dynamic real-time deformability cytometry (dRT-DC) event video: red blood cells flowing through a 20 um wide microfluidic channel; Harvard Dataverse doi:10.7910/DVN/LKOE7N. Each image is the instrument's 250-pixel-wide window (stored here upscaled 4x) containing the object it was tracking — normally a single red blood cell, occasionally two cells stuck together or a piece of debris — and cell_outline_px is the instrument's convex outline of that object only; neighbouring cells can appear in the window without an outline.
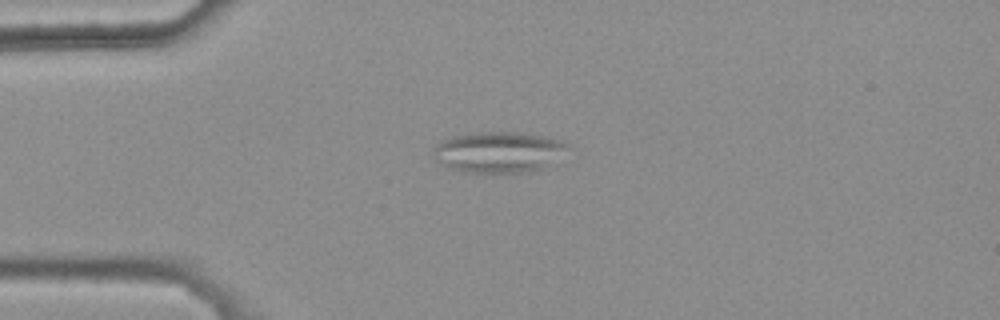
{"species": "common noctule bat (a hibernating species)", "species_latin": "Nyctalus noctula", "temperature_condition": "warm", "stored_images_in_passage": 36, "camera_frame_rate_fps": 3000, "um_per_image_px": 0.085, "animal": {"sex": "female", "body_mass_g": 25.1}, "frame": {"image": 1, "passage_image": 1, "time_ms": 0.0, "image_size_px": [1000, 320], "cell_outline_px": [[572, 148], [548, 164], [540, 168], [528, 172], [468, 172], [448, 168], [440, 164], [436, 160], [432, 148], [440, 140], [452, 136], [476, 132], [520, 132], [544, 136], [564, 140], [572, 144]], "centroid_in_image_um": [42.39, 12.9], "position_along_channel_um": 42.6, "area_um2": 32.37}}
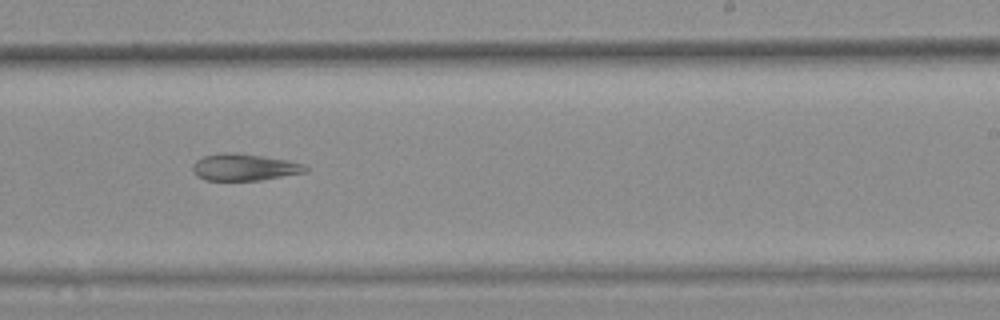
{"frame": {"image": 2, "passage_image": 21, "time_ms": 6.667, "image_size_px": [1000, 320], "cell_outline_px": [[308, 172], [260, 180], [204, 180], [196, 176], [192, 168], [192, 164], [196, 160], [204, 156], [224, 152], [232, 152], [288, 160], [304, 164], [308, 168]], "centroid_in_image_um": [20.76, 14.22], "position_along_channel_um": 268.2, "area_um2": 17.63}}
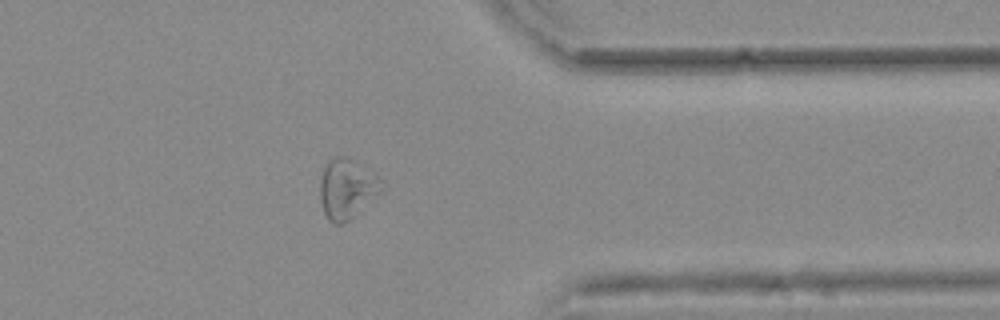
{"frame": {"image": 3, "passage_image": 31, "time_ms": 10.0, "image_size_px": [1000, 320], "cell_outline_px": [[380, 192], [344, 224], [332, 224], [328, 220], [324, 212], [320, 200], [320, 180], [324, 164], [332, 156], [344, 156], [376, 176], [380, 180]], "centroid_in_image_um": [29.39, 16.06], "position_along_channel_um": 382.0, "area_um2": 20.87}, "authors_computed_cell_mechanics": {"area_um2": 19.7098, "velocity_mm_per_s": 3.7193, "shape_relaxation_time_tau1_ms": null, "shape_relaxation_time_tau2_ms": 5.2431, "deformation_change_tau1": null, "deformation_change_tau2": 0.1307}}